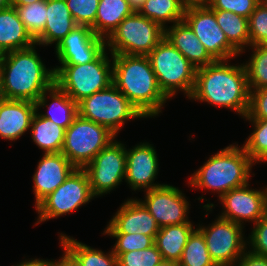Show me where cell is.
Here are the masks:
<instances>
[{
  "label": "cell",
  "instance_id": "1",
  "mask_svg": "<svg viewBox=\"0 0 267 266\" xmlns=\"http://www.w3.org/2000/svg\"><path fill=\"white\" fill-rule=\"evenodd\" d=\"M215 60L196 69L195 86L189 99L224 107L245 117L249 110L250 89L244 64Z\"/></svg>",
  "mask_w": 267,
  "mask_h": 266
},
{
  "label": "cell",
  "instance_id": "2",
  "mask_svg": "<svg viewBox=\"0 0 267 266\" xmlns=\"http://www.w3.org/2000/svg\"><path fill=\"white\" fill-rule=\"evenodd\" d=\"M110 55L113 65L112 84L145 118L159 116L168 98L158 85L148 56Z\"/></svg>",
  "mask_w": 267,
  "mask_h": 266
},
{
  "label": "cell",
  "instance_id": "3",
  "mask_svg": "<svg viewBox=\"0 0 267 266\" xmlns=\"http://www.w3.org/2000/svg\"><path fill=\"white\" fill-rule=\"evenodd\" d=\"M35 45L0 55V70L7 99L36 103L54 84V69L46 68Z\"/></svg>",
  "mask_w": 267,
  "mask_h": 266
},
{
  "label": "cell",
  "instance_id": "4",
  "mask_svg": "<svg viewBox=\"0 0 267 266\" xmlns=\"http://www.w3.org/2000/svg\"><path fill=\"white\" fill-rule=\"evenodd\" d=\"M253 165L243 147L233 143L209 157L192 174L188 185L217 192L220 198L232 189L247 185Z\"/></svg>",
  "mask_w": 267,
  "mask_h": 266
},
{
  "label": "cell",
  "instance_id": "5",
  "mask_svg": "<svg viewBox=\"0 0 267 266\" xmlns=\"http://www.w3.org/2000/svg\"><path fill=\"white\" fill-rule=\"evenodd\" d=\"M54 83L77 104L112 84L113 65L105 49L95 60L53 67Z\"/></svg>",
  "mask_w": 267,
  "mask_h": 266
},
{
  "label": "cell",
  "instance_id": "6",
  "mask_svg": "<svg viewBox=\"0 0 267 266\" xmlns=\"http://www.w3.org/2000/svg\"><path fill=\"white\" fill-rule=\"evenodd\" d=\"M158 85L170 100L178 91L189 99L195 86L196 68L165 37L147 55Z\"/></svg>",
  "mask_w": 267,
  "mask_h": 266
},
{
  "label": "cell",
  "instance_id": "7",
  "mask_svg": "<svg viewBox=\"0 0 267 266\" xmlns=\"http://www.w3.org/2000/svg\"><path fill=\"white\" fill-rule=\"evenodd\" d=\"M78 114L106 127L116 137L126 121L145 118L113 84L80 101Z\"/></svg>",
  "mask_w": 267,
  "mask_h": 266
},
{
  "label": "cell",
  "instance_id": "8",
  "mask_svg": "<svg viewBox=\"0 0 267 266\" xmlns=\"http://www.w3.org/2000/svg\"><path fill=\"white\" fill-rule=\"evenodd\" d=\"M164 37L161 25L133 12L106 39V48L111 54L147 56Z\"/></svg>",
  "mask_w": 267,
  "mask_h": 266
},
{
  "label": "cell",
  "instance_id": "9",
  "mask_svg": "<svg viewBox=\"0 0 267 266\" xmlns=\"http://www.w3.org/2000/svg\"><path fill=\"white\" fill-rule=\"evenodd\" d=\"M115 138L106 127L78 114L65 131L61 153L76 168H84Z\"/></svg>",
  "mask_w": 267,
  "mask_h": 266
},
{
  "label": "cell",
  "instance_id": "10",
  "mask_svg": "<svg viewBox=\"0 0 267 266\" xmlns=\"http://www.w3.org/2000/svg\"><path fill=\"white\" fill-rule=\"evenodd\" d=\"M93 198L86 171L83 168H76L60 186L35 207L38 212L35 225L71 214Z\"/></svg>",
  "mask_w": 267,
  "mask_h": 266
},
{
  "label": "cell",
  "instance_id": "11",
  "mask_svg": "<svg viewBox=\"0 0 267 266\" xmlns=\"http://www.w3.org/2000/svg\"><path fill=\"white\" fill-rule=\"evenodd\" d=\"M243 228L220 216L207 227L198 225L197 229L203 234L209 255L216 266H235L247 250Z\"/></svg>",
  "mask_w": 267,
  "mask_h": 266
},
{
  "label": "cell",
  "instance_id": "12",
  "mask_svg": "<svg viewBox=\"0 0 267 266\" xmlns=\"http://www.w3.org/2000/svg\"><path fill=\"white\" fill-rule=\"evenodd\" d=\"M94 197L110 193L126 177V147L114 139L83 168Z\"/></svg>",
  "mask_w": 267,
  "mask_h": 266
},
{
  "label": "cell",
  "instance_id": "13",
  "mask_svg": "<svg viewBox=\"0 0 267 266\" xmlns=\"http://www.w3.org/2000/svg\"><path fill=\"white\" fill-rule=\"evenodd\" d=\"M183 21L192 29L214 60H230L240 55L228 42L217 24L214 10L208 5L186 8Z\"/></svg>",
  "mask_w": 267,
  "mask_h": 266
},
{
  "label": "cell",
  "instance_id": "14",
  "mask_svg": "<svg viewBox=\"0 0 267 266\" xmlns=\"http://www.w3.org/2000/svg\"><path fill=\"white\" fill-rule=\"evenodd\" d=\"M144 192V200L139 201L155 218L160 228L191 222L188 217L191 205L178 187L164 183Z\"/></svg>",
  "mask_w": 267,
  "mask_h": 266
},
{
  "label": "cell",
  "instance_id": "15",
  "mask_svg": "<svg viewBox=\"0 0 267 266\" xmlns=\"http://www.w3.org/2000/svg\"><path fill=\"white\" fill-rule=\"evenodd\" d=\"M249 186L232 189L219 198L223 208L220 217L243 226L244 221L255 224L265 216L267 187L257 190Z\"/></svg>",
  "mask_w": 267,
  "mask_h": 266
},
{
  "label": "cell",
  "instance_id": "16",
  "mask_svg": "<svg viewBox=\"0 0 267 266\" xmlns=\"http://www.w3.org/2000/svg\"><path fill=\"white\" fill-rule=\"evenodd\" d=\"M106 49V39L91 27L77 25L55 46L60 65L85 64L95 60Z\"/></svg>",
  "mask_w": 267,
  "mask_h": 266
},
{
  "label": "cell",
  "instance_id": "17",
  "mask_svg": "<svg viewBox=\"0 0 267 266\" xmlns=\"http://www.w3.org/2000/svg\"><path fill=\"white\" fill-rule=\"evenodd\" d=\"M159 171L155 147L148 142H140L131 149L126 147L125 182L136 191L150 190L163 184L154 183Z\"/></svg>",
  "mask_w": 267,
  "mask_h": 266
},
{
  "label": "cell",
  "instance_id": "18",
  "mask_svg": "<svg viewBox=\"0 0 267 266\" xmlns=\"http://www.w3.org/2000/svg\"><path fill=\"white\" fill-rule=\"evenodd\" d=\"M160 227L155 218L136 198L127 199L108 222L105 234H144L156 236Z\"/></svg>",
  "mask_w": 267,
  "mask_h": 266
},
{
  "label": "cell",
  "instance_id": "19",
  "mask_svg": "<svg viewBox=\"0 0 267 266\" xmlns=\"http://www.w3.org/2000/svg\"><path fill=\"white\" fill-rule=\"evenodd\" d=\"M75 169L76 167L62 153H44L32 177L35 207Z\"/></svg>",
  "mask_w": 267,
  "mask_h": 266
},
{
  "label": "cell",
  "instance_id": "20",
  "mask_svg": "<svg viewBox=\"0 0 267 266\" xmlns=\"http://www.w3.org/2000/svg\"><path fill=\"white\" fill-rule=\"evenodd\" d=\"M36 103L6 99L0 103V137L8 141L19 139L31 127Z\"/></svg>",
  "mask_w": 267,
  "mask_h": 266
},
{
  "label": "cell",
  "instance_id": "21",
  "mask_svg": "<svg viewBox=\"0 0 267 266\" xmlns=\"http://www.w3.org/2000/svg\"><path fill=\"white\" fill-rule=\"evenodd\" d=\"M165 38L196 68L205 67L215 60L206 51L192 29L184 22L165 28Z\"/></svg>",
  "mask_w": 267,
  "mask_h": 266
},
{
  "label": "cell",
  "instance_id": "22",
  "mask_svg": "<svg viewBox=\"0 0 267 266\" xmlns=\"http://www.w3.org/2000/svg\"><path fill=\"white\" fill-rule=\"evenodd\" d=\"M46 24L35 39L36 46H55L78 24L73 19L65 0H46Z\"/></svg>",
  "mask_w": 267,
  "mask_h": 266
},
{
  "label": "cell",
  "instance_id": "23",
  "mask_svg": "<svg viewBox=\"0 0 267 266\" xmlns=\"http://www.w3.org/2000/svg\"><path fill=\"white\" fill-rule=\"evenodd\" d=\"M47 98L52 100L50 105L48 104ZM41 107L47 108V112H39L42 117L49 119L65 129L73 123V120L78 115V104L55 83L36 101V109L41 110Z\"/></svg>",
  "mask_w": 267,
  "mask_h": 266
},
{
  "label": "cell",
  "instance_id": "24",
  "mask_svg": "<svg viewBox=\"0 0 267 266\" xmlns=\"http://www.w3.org/2000/svg\"><path fill=\"white\" fill-rule=\"evenodd\" d=\"M35 40L27 32L14 6L0 10V55L33 46Z\"/></svg>",
  "mask_w": 267,
  "mask_h": 266
},
{
  "label": "cell",
  "instance_id": "25",
  "mask_svg": "<svg viewBox=\"0 0 267 266\" xmlns=\"http://www.w3.org/2000/svg\"><path fill=\"white\" fill-rule=\"evenodd\" d=\"M192 222L160 228L155 236V245L163 260L179 262L184 247L196 229Z\"/></svg>",
  "mask_w": 267,
  "mask_h": 266
},
{
  "label": "cell",
  "instance_id": "26",
  "mask_svg": "<svg viewBox=\"0 0 267 266\" xmlns=\"http://www.w3.org/2000/svg\"><path fill=\"white\" fill-rule=\"evenodd\" d=\"M134 11L127 0H99L93 32L107 39L118 25Z\"/></svg>",
  "mask_w": 267,
  "mask_h": 266
},
{
  "label": "cell",
  "instance_id": "27",
  "mask_svg": "<svg viewBox=\"0 0 267 266\" xmlns=\"http://www.w3.org/2000/svg\"><path fill=\"white\" fill-rule=\"evenodd\" d=\"M31 137L33 142L44 153H61L66 129L42 117L36 111L31 122Z\"/></svg>",
  "mask_w": 267,
  "mask_h": 266
},
{
  "label": "cell",
  "instance_id": "28",
  "mask_svg": "<svg viewBox=\"0 0 267 266\" xmlns=\"http://www.w3.org/2000/svg\"><path fill=\"white\" fill-rule=\"evenodd\" d=\"M60 246L65 248L81 266H118V259L113 250L109 253L94 249L73 237L60 234Z\"/></svg>",
  "mask_w": 267,
  "mask_h": 266
},
{
  "label": "cell",
  "instance_id": "29",
  "mask_svg": "<svg viewBox=\"0 0 267 266\" xmlns=\"http://www.w3.org/2000/svg\"><path fill=\"white\" fill-rule=\"evenodd\" d=\"M217 24L228 42L240 53L250 46L248 19L231 11L214 10Z\"/></svg>",
  "mask_w": 267,
  "mask_h": 266
},
{
  "label": "cell",
  "instance_id": "30",
  "mask_svg": "<svg viewBox=\"0 0 267 266\" xmlns=\"http://www.w3.org/2000/svg\"><path fill=\"white\" fill-rule=\"evenodd\" d=\"M186 7L180 0H145L139 13L161 25L183 21Z\"/></svg>",
  "mask_w": 267,
  "mask_h": 266
},
{
  "label": "cell",
  "instance_id": "31",
  "mask_svg": "<svg viewBox=\"0 0 267 266\" xmlns=\"http://www.w3.org/2000/svg\"><path fill=\"white\" fill-rule=\"evenodd\" d=\"M178 264L179 266H216L209 255L203 234L197 228L190 235Z\"/></svg>",
  "mask_w": 267,
  "mask_h": 266
},
{
  "label": "cell",
  "instance_id": "32",
  "mask_svg": "<svg viewBox=\"0 0 267 266\" xmlns=\"http://www.w3.org/2000/svg\"><path fill=\"white\" fill-rule=\"evenodd\" d=\"M252 55L246 63H243L247 72L250 90L267 86V45L249 46Z\"/></svg>",
  "mask_w": 267,
  "mask_h": 266
},
{
  "label": "cell",
  "instance_id": "33",
  "mask_svg": "<svg viewBox=\"0 0 267 266\" xmlns=\"http://www.w3.org/2000/svg\"><path fill=\"white\" fill-rule=\"evenodd\" d=\"M14 6L19 19L24 24L27 32L35 40L44 30L46 24V0L36 1L28 5Z\"/></svg>",
  "mask_w": 267,
  "mask_h": 266
},
{
  "label": "cell",
  "instance_id": "34",
  "mask_svg": "<svg viewBox=\"0 0 267 266\" xmlns=\"http://www.w3.org/2000/svg\"><path fill=\"white\" fill-rule=\"evenodd\" d=\"M252 122L253 131L242 145L251 160L256 163H267V120L246 119Z\"/></svg>",
  "mask_w": 267,
  "mask_h": 266
},
{
  "label": "cell",
  "instance_id": "35",
  "mask_svg": "<svg viewBox=\"0 0 267 266\" xmlns=\"http://www.w3.org/2000/svg\"><path fill=\"white\" fill-rule=\"evenodd\" d=\"M250 46L267 45V0H261L248 18Z\"/></svg>",
  "mask_w": 267,
  "mask_h": 266
},
{
  "label": "cell",
  "instance_id": "36",
  "mask_svg": "<svg viewBox=\"0 0 267 266\" xmlns=\"http://www.w3.org/2000/svg\"><path fill=\"white\" fill-rule=\"evenodd\" d=\"M111 238H116L114 247L112 248L114 255L118 258L122 253L130 251L144 250L155 243V236H147L144 234H106Z\"/></svg>",
  "mask_w": 267,
  "mask_h": 266
},
{
  "label": "cell",
  "instance_id": "37",
  "mask_svg": "<svg viewBox=\"0 0 267 266\" xmlns=\"http://www.w3.org/2000/svg\"><path fill=\"white\" fill-rule=\"evenodd\" d=\"M117 259L118 266H157L163 261L155 244L144 250L122 253Z\"/></svg>",
  "mask_w": 267,
  "mask_h": 266
},
{
  "label": "cell",
  "instance_id": "38",
  "mask_svg": "<svg viewBox=\"0 0 267 266\" xmlns=\"http://www.w3.org/2000/svg\"><path fill=\"white\" fill-rule=\"evenodd\" d=\"M78 25L91 27L95 23L99 0H65Z\"/></svg>",
  "mask_w": 267,
  "mask_h": 266
},
{
  "label": "cell",
  "instance_id": "39",
  "mask_svg": "<svg viewBox=\"0 0 267 266\" xmlns=\"http://www.w3.org/2000/svg\"><path fill=\"white\" fill-rule=\"evenodd\" d=\"M261 0H210L208 6L213 10L231 11L249 18Z\"/></svg>",
  "mask_w": 267,
  "mask_h": 266
},
{
  "label": "cell",
  "instance_id": "40",
  "mask_svg": "<svg viewBox=\"0 0 267 266\" xmlns=\"http://www.w3.org/2000/svg\"><path fill=\"white\" fill-rule=\"evenodd\" d=\"M248 238L246 239L247 245L252 248L247 250L253 254L267 257V218L265 216L254 224Z\"/></svg>",
  "mask_w": 267,
  "mask_h": 266
},
{
  "label": "cell",
  "instance_id": "41",
  "mask_svg": "<svg viewBox=\"0 0 267 266\" xmlns=\"http://www.w3.org/2000/svg\"><path fill=\"white\" fill-rule=\"evenodd\" d=\"M243 118L267 120V86L250 90L249 110Z\"/></svg>",
  "mask_w": 267,
  "mask_h": 266
},
{
  "label": "cell",
  "instance_id": "42",
  "mask_svg": "<svg viewBox=\"0 0 267 266\" xmlns=\"http://www.w3.org/2000/svg\"><path fill=\"white\" fill-rule=\"evenodd\" d=\"M235 266H267V257L246 250Z\"/></svg>",
  "mask_w": 267,
  "mask_h": 266
},
{
  "label": "cell",
  "instance_id": "43",
  "mask_svg": "<svg viewBox=\"0 0 267 266\" xmlns=\"http://www.w3.org/2000/svg\"><path fill=\"white\" fill-rule=\"evenodd\" d=\"M63 257L61 259L56 260V266H81L80 263L65 249Z\"/></svg>",
  "mask_w": 267,
  "mask_h": 266
},
{
  "label": "cell",
  "instance_id": "44",
  "mask_svg": "<svg viewBox=\"0 0 267 266\" xmlns=\"http://www.w3.org/2000/svg\"><path fill=\"white\" fill-rule=\"evenodd\" d=\"M15 266V265H13ZM16 266H56V260H44V259H31V260H25L21 263H17Z\"/></svg>",
  "mask_w": 267,
  "mask_h": 266
},
{
  "label": "cell",
  "instance_id": "45",
  "mask_svg": "<svg viewBox=\"0 0 267 266\" xmlns=\"http://www.w3.org/2000/svg\"><path fill=\"white\" fill-rule=\"evenodd\" d=\"M183 5L188 7H194V6H206L209 4L210 0H180Z\"/></svg>",
  "mask_w": 267,
  "mask_h": 266
},
{
  "label": "cell",
  "instance_id": "46",
  "mask_svg": "<svg viewBox=\"0 0 267 266\" xmlns=\"http://www.w3.org/2000/svg\"><path fill=\"white\" fill-rule=\"evenodd\" d=\"M127 1L129 2V5L134 12H139L145 2V0H127Z\"/></svg>",
  "mask_w": 267,
  "mask_h": 266
},
{
  "label": "cell",
  "instance_id": "47",
  "mask_svg": "<svg viewBox=\"0 0 267 266\" xmlns=\"http://www.w3.org/2000/svg\"><path fill=\"white\" fill-rule=\"evenodd\" d=\"M36 1H41V0H12L11 5H28V4H32Z\"/></svg>",
  "mask_w": 267,
  "mask_h": 266
},
{
  "label": "cell",
  "instance_id": "48",
  "mask_svg": "<svg viewBox=\"0 0 267 266\" xmlns=\"http://www.w3.org/2000/svg\"><path fill=\"white\" fill-rule=\"evenodd\" d=\"M6 99L7 98H6L5 93H4V86H3V81H2V73L0 70V103Z\"/></svg>",
  "mask_w": 267,
  "mask_h": 266
},
{
  "label": "cell",
  "instance_id": "49",
  "mask_svg": "<svg viewBox=\"0 0 267 266\" xmlns=\"http://www.w3.org/2000/svg\"><path fill=\"white\" fill-rule=\"evenodd\" d=\"M157 266H179L178 262L175 261H168V260H163L159 265Z\"/></svg>",
  "mask_w": 267,
  "mask_h": 266
},
{
  "label": "cell",
  "instance_id": "50",
  "mask_svg": "<svg viewBox=\"0 0 267 266\" xmlns=\"http://www.w3.org/2000/svg\"><path fill=\"white\" fill-rule=\"evenodd\" d=\"M12 0H0V10L11 6Z\"/></svg>",
  "mask_w": 267,
  "mask_h": 266
},
{
  "label": "cell",
  "instance_id": "51",
  "mask_svg": "<svg viewBox=\"0 0 267 266\" xmlns=\"http://www.w3.org/2000/svg\"><path fill=\"white\" fill-rule=\"evenodd\" d=\"M265 217L267 218V202H266V206H265Z\"/></svg>",
  "mask_w": 267,
  "mask_h": 266
}]
</instances>
